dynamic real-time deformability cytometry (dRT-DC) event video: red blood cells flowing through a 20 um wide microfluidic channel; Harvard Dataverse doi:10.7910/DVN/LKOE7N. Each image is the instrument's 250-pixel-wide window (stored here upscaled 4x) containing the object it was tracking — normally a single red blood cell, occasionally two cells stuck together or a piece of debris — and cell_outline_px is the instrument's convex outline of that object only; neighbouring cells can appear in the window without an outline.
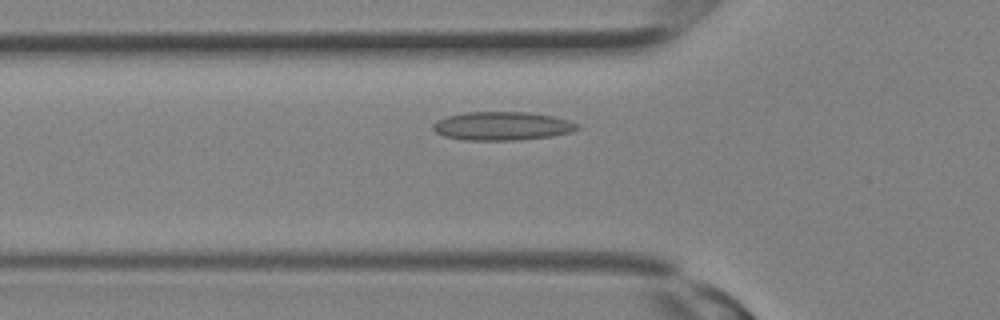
{"species": "Egyptian fruit bat (a non-hibernating species)", "species_latin": "Rousettus aegyptiacus", "temperature_condition": "room temperature", "stored_images_in_passage": 18, "camera_frame_rate_fps": 3000, "um_per_image_px": 0.085, "animal": {"sex": "female"}, "frame": {"image": 1, "passage_image": 6, "time_ms": 1.667, "image_size_px": [1000, 320], "cell_outline_px": [[580, 128], [572, 132], [552, 136], [516, 140], [464, 140], [444, 136], [436, 132], [432, 128], [432, 124], [436, 120], [448, 116], [464, 112], [524, 112], [552, 116], [568, 120], [580, 124]], "centroid_in_image_um": [42.68, 10.71], "position_along_channel_um": 83.1, "area_um2": 24.04}}
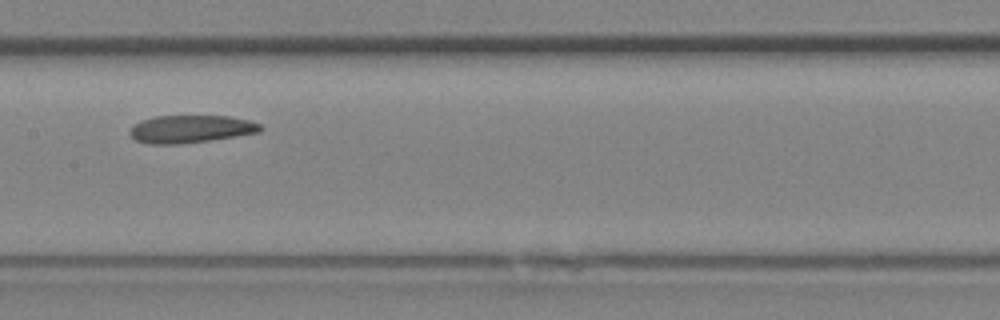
{"frame": {"image": 2, "passage_image": 11, "time_ms": 3.333, "image_size_px": [1000, 320], "cell_outline_px": [[264, 128], [260, 132], [208, 140], [180, 144], [148, 144], [136, 140], [128, 132], [140, 120], [156, 116], [228, 116], [248, 120], [260, 124]], "centroid_in_image_um": [16.21, 10.96], "position_along_channel_um": 191.2, "area_um2": 20.87}}
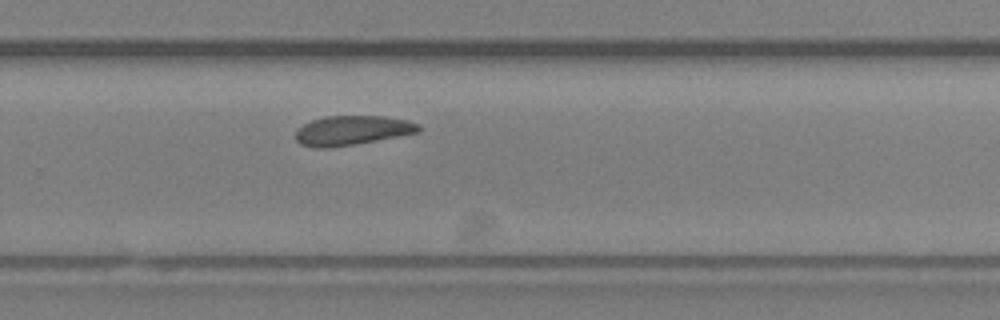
{"frame": {"image": 3, "passage_image": 16, "time_ms": 5.0, "image_size_px": [1000, 320], "cell_outline_px": [[424, 128], [420, 132], [356, 144], [324, 148], [312, 148], [300, 144], [296, 140], [296, 132], [304, 124], [312, 120], [324, 116], [384, 116], [408, 120], [420, 124]], "centroid_in_image_um": [29.97, 11.08], "position_along_channel_um": 299.8, "area_um2": 21.27}}